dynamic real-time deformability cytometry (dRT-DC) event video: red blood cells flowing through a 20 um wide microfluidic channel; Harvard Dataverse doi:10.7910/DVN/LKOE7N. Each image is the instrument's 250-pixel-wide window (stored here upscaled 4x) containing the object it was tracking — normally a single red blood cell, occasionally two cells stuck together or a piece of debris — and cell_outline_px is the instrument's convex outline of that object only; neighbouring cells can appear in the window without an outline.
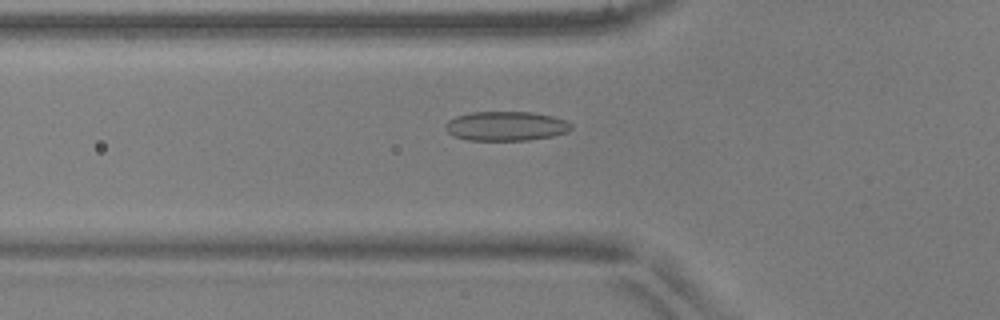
{"species": "common noctule bat (a hibernating species)", "species_latin": "Nyctalus noctula", "temperature_condition": "warm", "stored_images_in_passage": 51, "camera_frame_rate_fps": 3000, "um_per_image_px": 0.085, "animal": {"sex": "male", "body_mass_g": 17.9, "forearm_length_mm": 54.2}, "frame": {"image": 1, "passage_image": 18, "time_ms": 5.667, "image_size_px": [1000, 320], "cell_outline_px": [[572, 128], [568, 132], [552, 136], [528, 140], [468, 140], [452, 136], [444, 128], [444, 124], [448, 120], [456, 116], [472, 112], [532, 112], [552, 116], [564, 120], [572, 124]], "centroid_in_image_um": [42.98, 10.72], "position_along_channel_um": 82.8, "area_um2": 21.62}}
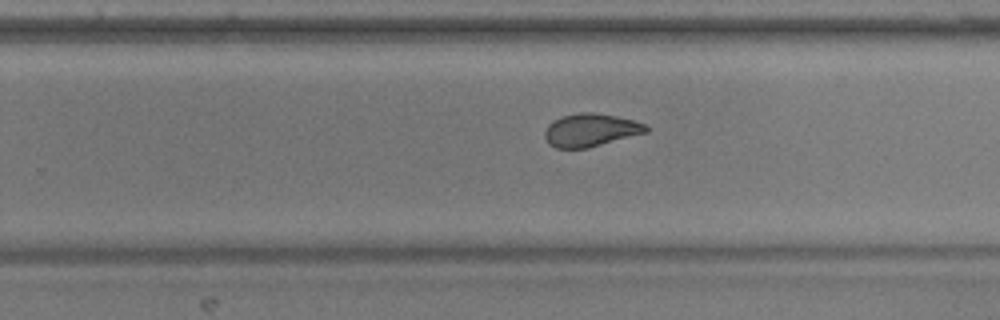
{"frame": {"image": 2, "passage_image": 33, "time_ms": 10.667, "image_size_px": [1000, 320], "cell_outline_px": [[648, 132], [588, 148], [556, 148], [548, 144], [544, 136], [544, 132], [548, 124], [552, 120], [560, 116], [580, 112], [596, 112], [616, 116], [632, 120], [644, 124], [648, 128]], "centroid_in_image_um": [50.16, 11.05], "position_along_channel_um": 279.6, "area_um2": 19.59}}
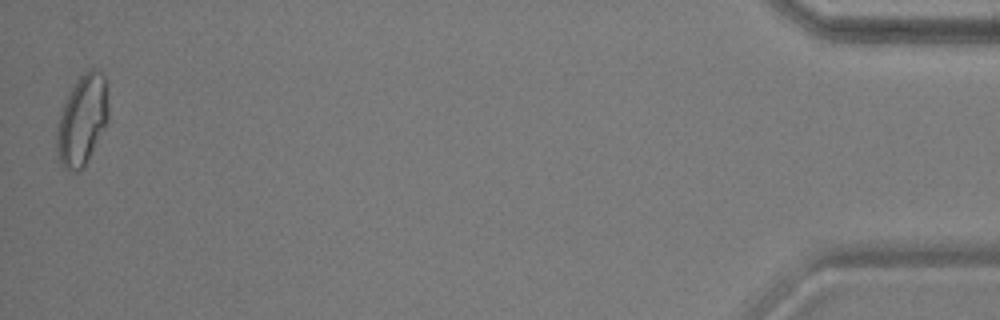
{"frame": {"image": 3, "passage_image": 51, "time_ms": 16.667, "image_size_px": [1000, 320], "cell_outline_px": [[108, 120], [84, 168], [80, 172], [76, 172], [64, 168], [60, 164], [56, 148], [56, 132], [60, 116], [64, 104], [72, 88], [80, 76], [88, 68], [92, 68], [104, 72], [108, 108]], "centroid_in_image_um": [6.99, 10.23], "position_along_channel_um": 428.2, "area_um2": 27.05}, "authors_computed_cell_mechanics": {"area_um2": 20.7502, "velocity_mm_per_s": 3.9214, "shape_relaxation_time_tau1_ms": 4.6182, "shape_relaxation_time_tau2_ms": 1.2275, "deformation_change_tau1": 0.1454, "deformation_change_tau2": 0.0677}}